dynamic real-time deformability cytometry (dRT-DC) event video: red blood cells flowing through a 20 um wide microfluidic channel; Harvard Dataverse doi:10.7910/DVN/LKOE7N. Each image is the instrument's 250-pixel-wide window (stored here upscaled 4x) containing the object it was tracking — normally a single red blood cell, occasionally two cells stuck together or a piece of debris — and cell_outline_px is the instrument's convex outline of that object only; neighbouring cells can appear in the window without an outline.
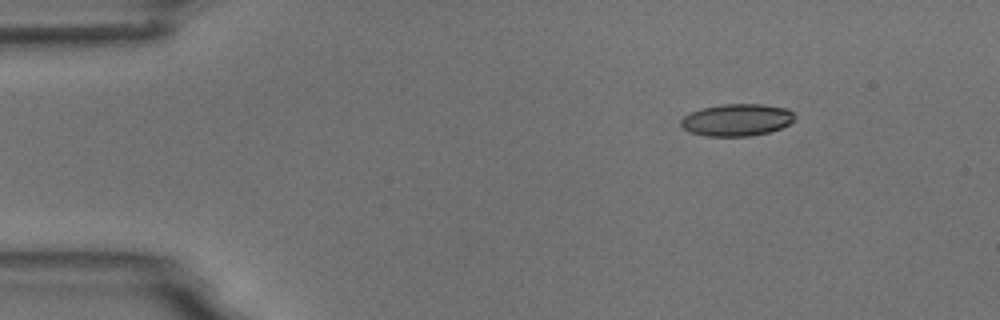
{"species": "common noctule bat (a hibernating species)", "species_latin": "Nyctalus noctula", "temperature_condition": "room temperature", "stored_images_in_passage": 3, "camera_frame_rate_fps": 3000, "um_per_image_px": 0.085, "animal": {"sex": "male", "body_mass_g": 18.8}, "frame": {"image": 1, "passage_image": 1, "time_ms": 0.0, "image_size_px": [1000, 320], "cell_outline_px": [[796, 120], [780, 128], [768, 132], [748, 136], [704, 136], [688, 132], [680, 124], [680, 120], [684, 116], [700, 108], [720, 104], [764, 104], [788, 108], [796, 116]], "centroid_in_image_um": [62.63, 10.18], "position_along_channel_um": 22.4, "area_um2": 21.5}}